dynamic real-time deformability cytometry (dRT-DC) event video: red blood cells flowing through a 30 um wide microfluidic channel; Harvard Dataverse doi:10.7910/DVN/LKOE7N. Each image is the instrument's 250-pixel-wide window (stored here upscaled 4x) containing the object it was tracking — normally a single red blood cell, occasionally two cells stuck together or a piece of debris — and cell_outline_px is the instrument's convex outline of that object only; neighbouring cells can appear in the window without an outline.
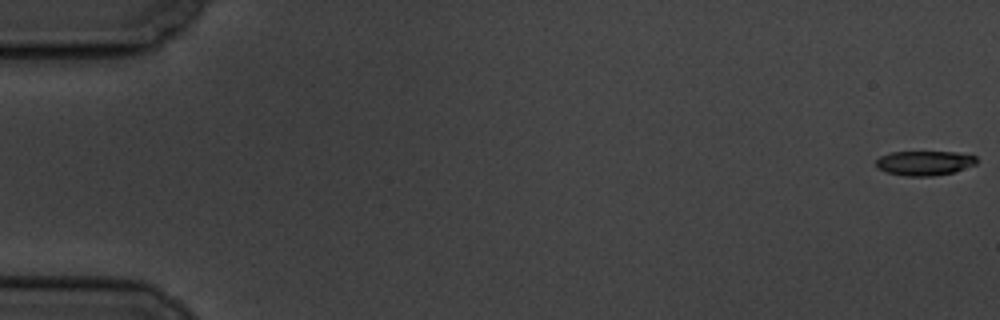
{"species": "common noctule bat (a hibernating species)", "species_latin": "Nyctalus noctula", "temperature_condition": "cold", "stored_images_in_passage": 6, "camera_frame_rate_fps": 3000, "um_per_image_px": 0.085, "animal": {"sex": "male", "body_mass_g": 19.5, "forearm_length_mm": 54.6}, "frame": {"image": 1, "passage_image": 1, "time_ms": 0.0, "image_size_px": [1000, 320], "cell_outline_px": [[976, 164], [952, 172], [932, 176], [904, 176], [884, 172], [876, 164], [876, 160], [880, 156], [892, 152], [956, 152], [976, 156]], "centroid_in_image_um": [78.55, 13.86], "position_along_channel_um": 6.4, "area_um2": 14.28}}
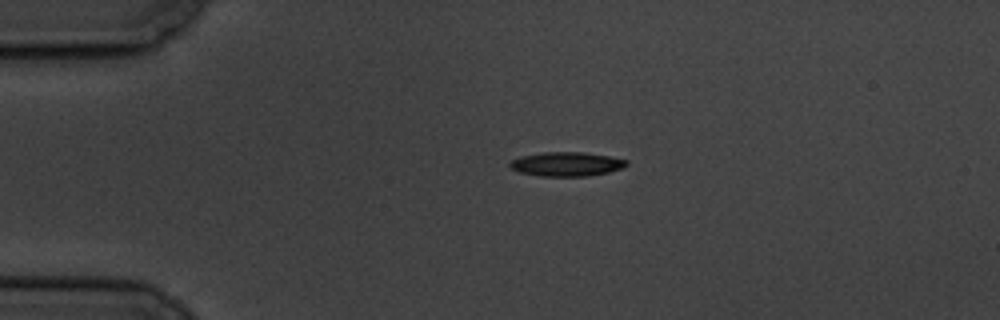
{"frame": {"image": 2, "passage_image": 5, "time_ms": 4.333, "image_size_px": [1000, 320], "cell_outline_px": [[628, 164], [624, 168], [608, 172], [588, 176], [540, 176], [520, 172], [512, 168], [508, 164], [512, 160], [520, 156], [544, 152], [584, 152], [608, 156], [628, 160]], "centroid_in_image_um": [48.18, 13.94], "position_along_channel_um": 36.8, "area_um2": 16.42}}